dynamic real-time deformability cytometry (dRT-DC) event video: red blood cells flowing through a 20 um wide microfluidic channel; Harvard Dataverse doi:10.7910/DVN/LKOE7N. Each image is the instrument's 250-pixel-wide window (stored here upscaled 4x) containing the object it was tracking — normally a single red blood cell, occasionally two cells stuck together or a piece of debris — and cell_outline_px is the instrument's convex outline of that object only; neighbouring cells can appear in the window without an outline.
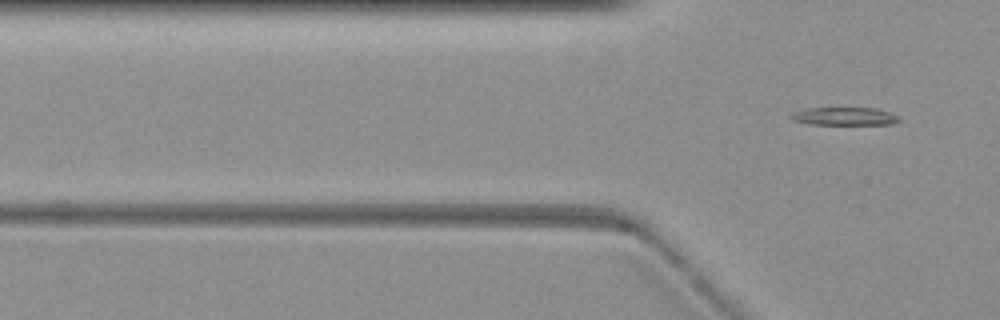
{"species": "common noctule bat (a hibernating species)", "species_latin": "Nyctalus noctula", "temperature_condition": "warm", "stored_images_in_passage": 2, "camera_frame_rate_fps": 3000, "um_per_image_px": 0.085, "animal": {"sex": "female", "body_mass_g": 19.3, "forearm_length_mm": 54.1}, "frame": {"image": 1, "passage_image": 2, "time_ms": 0.333, "image_size_px": [1000, 320], "cell_outline_px": [[900, 120], [892, 124], [808, 124], [792, 120], [788, 116], [792, 112], [808, 108], [876, 108], [900, 116]], "centroid_in_image_um": [71.75, 9.88], "position_along_channel_um": 54.1, "area_um2": 11.33}}